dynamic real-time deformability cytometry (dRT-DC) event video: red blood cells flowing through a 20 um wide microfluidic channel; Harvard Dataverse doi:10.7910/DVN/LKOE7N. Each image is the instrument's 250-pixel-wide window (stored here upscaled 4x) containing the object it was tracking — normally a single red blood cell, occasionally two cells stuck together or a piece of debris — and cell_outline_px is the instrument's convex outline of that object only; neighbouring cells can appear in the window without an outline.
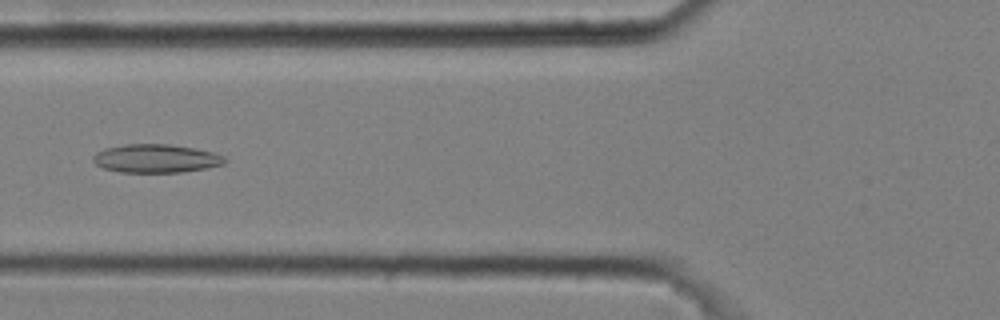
{"species": "common noctule bat (a hibernating species)", "species_latin": "Nyctalus noctula", "temperature_condition": "cold", "stored_images_in_passage": 4, "camera_frame_rate_fps": 3000, "um_per_image_px": 0.085, "animal": {"sex": "male", "body_mass_g": 20.4}, "frame": {"image": 1, "passage_image": 4, "time_ms": 1.0, "image_size_px": [1000, 320], "cell_outline_px": [[228, 160], [224, 164], [208, 168], [180, 172], [120, 172], [104, 168], [96, 164], [92, 160], [92, 156], [96, 152], [104, 148], [124, 144], [168, 144], [192, 148], [212, 152], [224, 156]], "centroid_in_image_um": [13.25, 13.47], "position_along_channel_um": 112.6, "area_um2": 21.85}}